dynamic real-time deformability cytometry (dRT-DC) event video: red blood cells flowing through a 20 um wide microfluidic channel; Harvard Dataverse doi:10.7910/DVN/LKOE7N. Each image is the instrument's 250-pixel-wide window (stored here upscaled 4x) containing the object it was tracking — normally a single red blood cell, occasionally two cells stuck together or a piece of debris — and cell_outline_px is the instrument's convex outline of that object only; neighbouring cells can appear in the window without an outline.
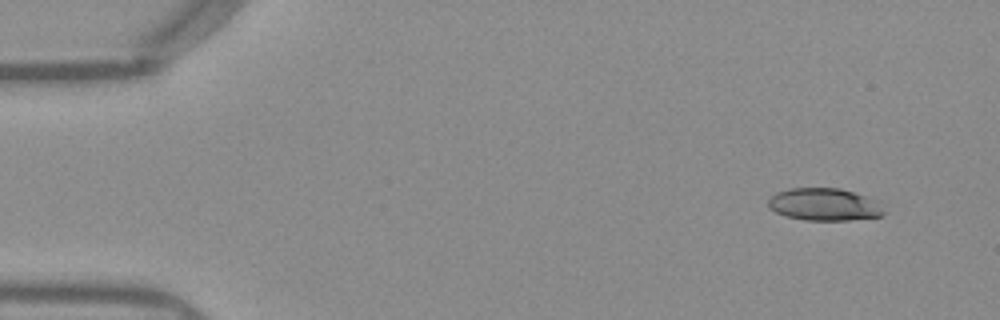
{"species": "Egyptian fruit bat (a non-hibernating species)", "species_latin": "Rousettus aegyptiacus", "temperature_condition": "warm", "stored_images_in_passage": 48, "camera_frame_rate_fps": 3000, "um_per_image_px": 0.085, "frame": {"image": 1, "passage_image": 1, "time_ms": 0.0, "image_size_px": [1000, 320], "cell_outline_px": [[884, 212], [880, 216], [848, 220], [804, 220], [788, 216], [776, 212], [768, 208], [768, 200], [776, 192], [788, 188], [840, 188], [868, 196], [880, 200]], "centroid_in_image_um": [70.09, 17.36], "position_along_channel_um": 14.9, "area_um2": 22.02}}
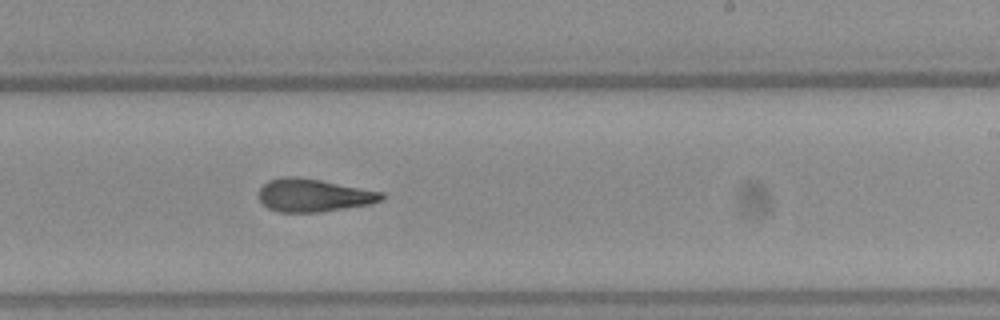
{"frame": {"image": 2, "passage_image": 28, "time_ms": 9.0, "image_size_px": [1000, 320], "cell_outline_px": [[384, 200], [372, 204], [320, 212], [280, 212], [268, 208], [256, 196], [260, 188], [268, 180], [284, 176], [296, 176], [320, 180], [384, 192]], "centroid_in_image_um": [26.66, 16.6], "position_along_channel_um": 262.3, "area_um2": 23.76}}
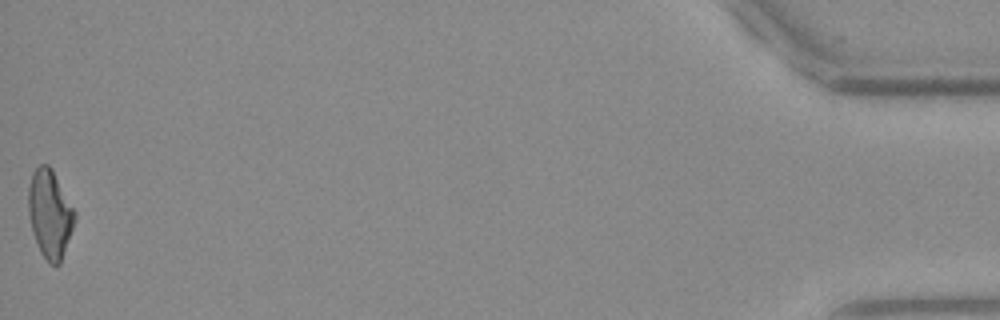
{"frame": {"image": 3, "passage_image": 48, "time_ms": 15.667, "image_size_px": [1000, 320], "cell_outline_px": [[76, 220], [60, 264], [48, 264], [40, 252], [32, 232], [28, 212], [28, 188], [32, 172], [40, 164], [48, 164], [52, 168], [76, 212]], "centroid_in_image_um": [4.24, 18.18], "position_along_channel_um": 431.0, "area_um2": 24.04}, "authors_computed_cell_mechanics": {"area_um2": 23.698, "velocity_mm_per_s": 3.9914, "shape_relaxation_time_tau1_ms": 8.6461, "shape_relaxation_time_tau2_ms": 3.7035, "deformation_change_tau1": 0.2642, "deformation_change_tau2": 0.1405}}